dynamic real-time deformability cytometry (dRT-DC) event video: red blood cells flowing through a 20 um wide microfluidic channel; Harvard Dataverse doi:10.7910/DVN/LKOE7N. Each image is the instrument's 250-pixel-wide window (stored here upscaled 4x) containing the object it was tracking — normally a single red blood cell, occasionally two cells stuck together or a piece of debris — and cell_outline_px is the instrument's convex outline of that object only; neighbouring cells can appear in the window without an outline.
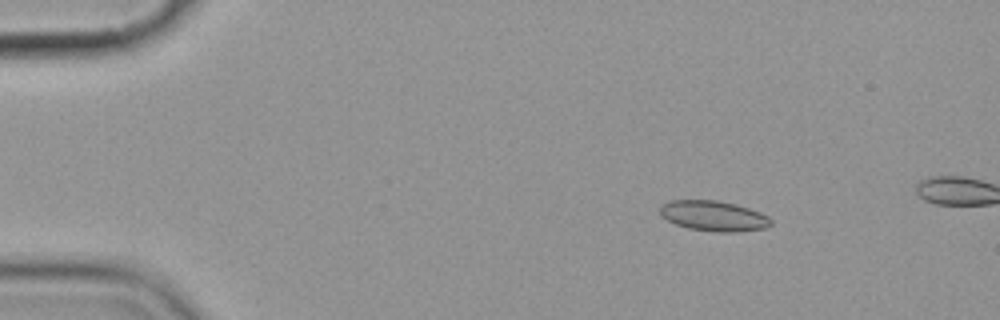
{"species": "common noctule bat (a hibernating species)", "species_latin": "Nyctalus noctula", "temperature_condition": "cold", "stored_images_in_passage": 5, "camera_frame_rate_fps": 3000, "um_per_image_px": 0.085, "animal": {"sex": "female", "body_mass_g": 19.9}, "frame": {"image": 1, "passage_image": 3, "time_ms": 2.333, "image_size_px": [1000, 320], "cell_outline_px": [[772, 224], [764, 228], [736, 232], [716, 232], [688, 228], [676, 224], [660, 216], [660, 204], [668, 200], [716, 200], [736, 204], [760, 212], [768, 216], [772, 220]], "centroid_in_image_um": [60.63, 18.34], "position_along_channel_um": 24.4, "area_um2": 19.71}}